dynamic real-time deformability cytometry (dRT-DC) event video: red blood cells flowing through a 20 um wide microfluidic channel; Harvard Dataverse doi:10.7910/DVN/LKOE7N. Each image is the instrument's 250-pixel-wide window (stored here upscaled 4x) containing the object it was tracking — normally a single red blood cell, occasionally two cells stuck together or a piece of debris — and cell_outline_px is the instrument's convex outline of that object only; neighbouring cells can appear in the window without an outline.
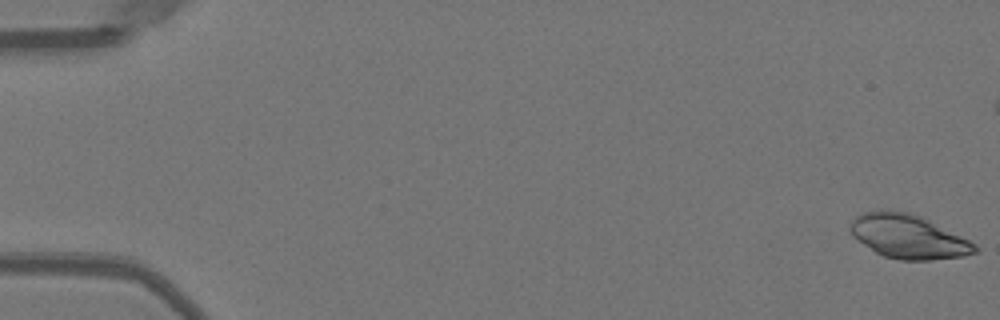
{"species": "Egyptian fruit bat (a non-hibernating species)", "species_latin": "Rousettus aegyptiacus", "temperature_condition": "warm", "stored_images_in_passage": 52, "camera_frame_rate_fps": 3000, "um_per_image_px": 0.085, "animal": {"sex": "female"}, "frame": {"image": 1, "passage_image": 1, "time_ms": 0.0, "image_size_px": [1000, 320], "cell_outline_px": [[980, 248], [976, 252], [964, 256], [932, 260], [900, 260], [884, 256], [876, 252], [852, 236], [848, 228], [852, 220], [856, 216], [864, 212], [880, 208], [908, 212], [920, 216], [976, 244]], "centroid_in_image_um": [77.17, 20.1], "position_along_channel_um": 7.8, "area_um2": 31.91}, "authors_computed_cell_mechanics": {"area_um2": 19.9699, "velocity_mm_per_s": 3.991, "shape_relaxation_time_tau1_ms": 5.0436, "shape_relaxation_time_tau2_ms": 8.178, "deformation_change_tau1": 0.1896, "deformation_change_tau2": 0.132}}